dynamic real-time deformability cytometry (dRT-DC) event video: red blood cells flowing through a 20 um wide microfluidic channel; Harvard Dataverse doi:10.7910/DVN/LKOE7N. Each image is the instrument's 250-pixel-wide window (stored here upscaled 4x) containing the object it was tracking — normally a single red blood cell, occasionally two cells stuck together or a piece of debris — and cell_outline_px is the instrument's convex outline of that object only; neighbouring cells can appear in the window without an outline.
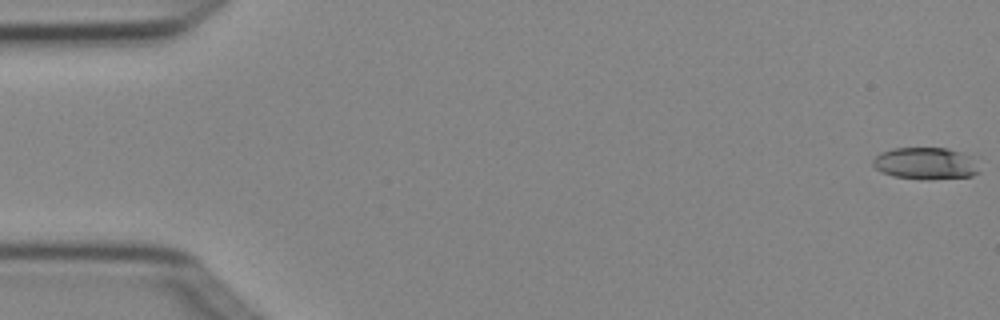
{"species": "Egyptian fruit bat (a non-hibernating species)", "species_latin": "Rousettus aegyptiacus", "temperature_condition": "cold", "stored_images_in_passage": 5, "camera_frame_rate_fps": 3000, "um_per_image_px": 0.085, "animal": {"sex": "female"}, "frame": {"image": 1, "passage_image": 1, "time_ms": 0.0, "image_size_px": [1000, 320], "cell_outline_px": [[980, 172], [972, 176], [928, 180], [892, 176], [880, 172], [872, 164], [872, 160], [880, 152], [892, 148], [948, 148], [980, 156]], "centroid_in_image_um": [78.8, 13.88], "position_along_channel_um": 6.2, "area_um2": 20.69}}
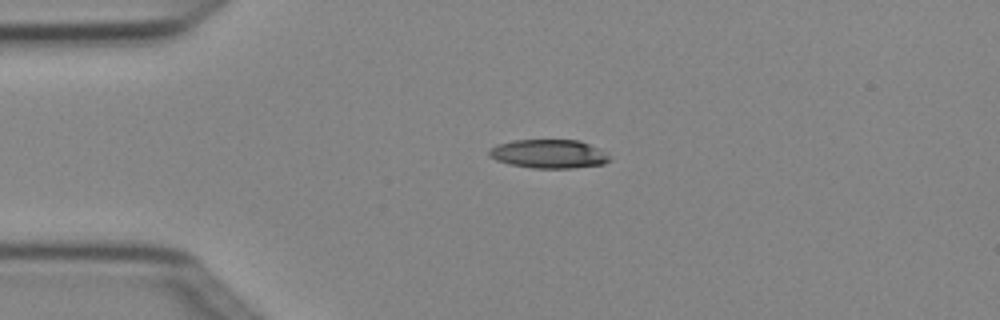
{"frame": {"image": 2, "passage_image": 4, "time_ms": 1.0, "image_size_px": [1000, 320], "cell_outline_px": [[612, 160], [604, 164], [572, 168], [532, 168], [508, 164], [496, 160], [488, 156], [488, 148], [496, 144], [512, 140], [580, 140], [608, 152]], "centroid_in_image_um": [46.65, 13.08], "position_along_channel_um": 38.4, "area_um2": 20.58}}